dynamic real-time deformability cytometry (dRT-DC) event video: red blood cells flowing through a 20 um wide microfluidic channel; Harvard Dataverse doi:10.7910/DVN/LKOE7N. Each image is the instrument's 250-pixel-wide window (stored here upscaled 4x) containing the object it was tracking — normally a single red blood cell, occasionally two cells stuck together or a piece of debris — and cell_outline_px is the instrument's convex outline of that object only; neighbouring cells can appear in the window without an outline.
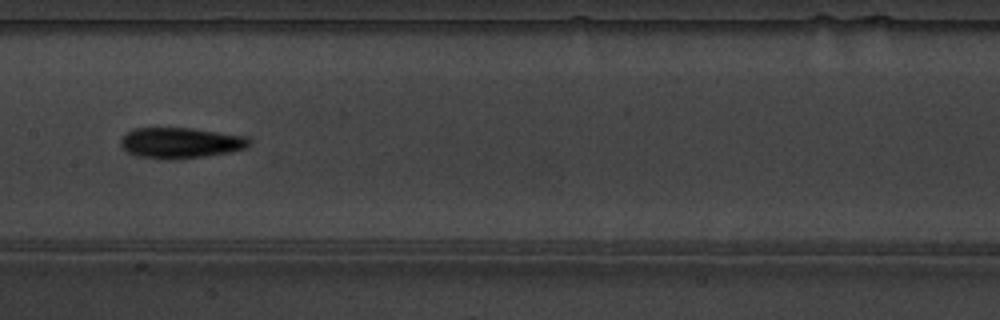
{"species": "common noctule bat (a hibernating species)", "species_latin": "Nyctalus noctula", "temperature_condition": "warm", "stored_images_in_passage": 9, "camera_frame_rate_fps": 3000, "um_per_image_px": 0.085, "animal": {"sex": "male", "body_mass_g": 19.5, "forearm_length_mm": 54.6}, "frame": {"image": 1, "passage_image": 8, "time_ms": 2.333, "image_size_px": [1000, 320], "cell_outline_px": [[252, 144], [244, 148], [228, 152], [204, 156], [136, 156], [128, 152], [120, 144], [120, 140], [132, 128], [192, 128], [248, 136], [252, 140]], "centroid_in_image_um": [15.41, 12.08], "position_along_channel_um": 192.0, "area_um2": 22.08}}
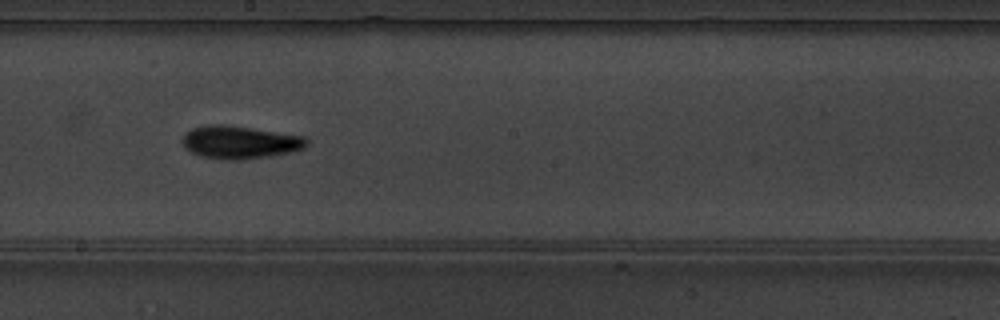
{"frame": {"image": 2, "passage_image": 9, "time_ms": 2.667, "image_size_px": [1000, 320], "cell_outline_px": [[308, 144], [304, 148], [292, 152], [268, 156], [240, 160], [228, 160], [200, 156], [184, 148], [180, 140], [184, 132], [192, 128], [208, 124], [220, 124], [304, 136], [308, 140]], "centroid_in_image_um": [20.33, 12.09], "position_along_channel_um": 227.9, "area_um2": 23.81}}